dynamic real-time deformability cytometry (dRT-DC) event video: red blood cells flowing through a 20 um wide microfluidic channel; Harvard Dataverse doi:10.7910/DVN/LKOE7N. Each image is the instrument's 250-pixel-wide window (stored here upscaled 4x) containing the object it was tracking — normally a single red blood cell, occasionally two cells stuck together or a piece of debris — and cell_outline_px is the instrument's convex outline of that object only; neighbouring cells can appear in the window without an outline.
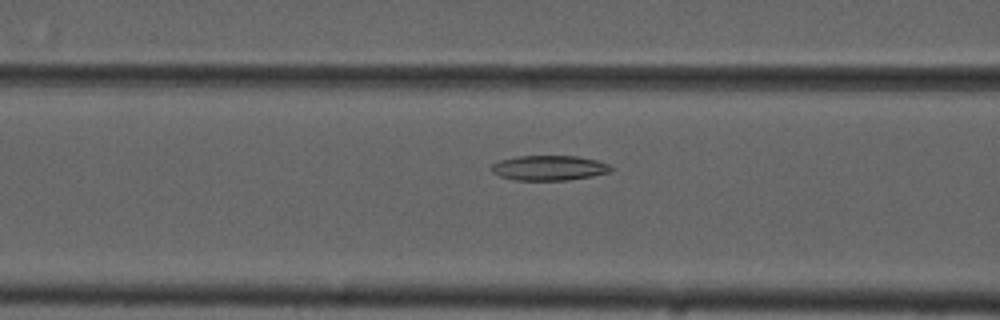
{"species": "common noctule bat (a hibernating species)", "species_latin": "Nyctalus noctula", "temperature_condition": "cold", "stored_images_in_passage": 56, "camera_frame_rate_fps": 3000, "um_per_image_px": 0.085, "animal": {"sex": "male", "forearm_length_mm": 52.5}, "frame": {"image": 1, "passage_image": 23, "time_ms": 7.333, "image_size_px": [1000, 320], "cell_outline_px": [[616, 168], [612, 172], [592, 176], [568, 180], [516, 180], [500, 176], [492, 172], [488, 168], [492, 164], [500, 160], [516, 156], [576, 156], [596, 160], [608, 164]], "centroid_in_image_um": [46.68, 14.27], "position_along_channel_um": 119.9, "area_um2": 17.57}}
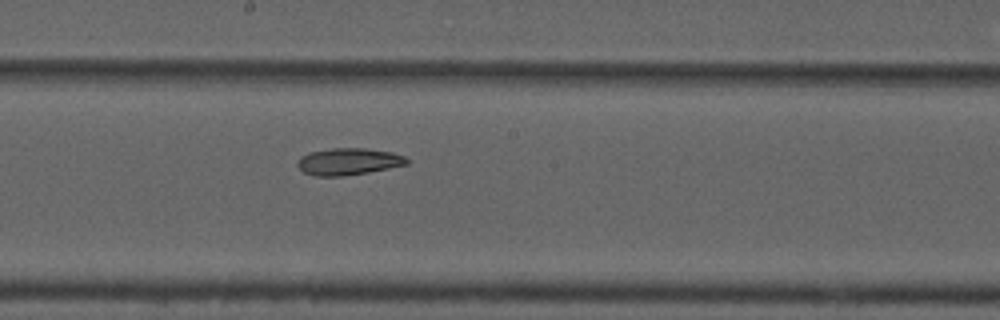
{"frame": {"image": 2, "passage_image": 31, "time_ms": 10.0, "image_size_px": [1000, 320], "cell_outline_px": [[408, 164], [368, 172], [340, 176], [316, 176], [304, 172], [296, 164], [308, 152], [332, 148], [364, 148], [392, 152], [404, 156], [408, 160]], "centroid_in_image_um": [29.63, 13.72], "position_along_channel_um": 218.6, "area_um2": 16.88}}
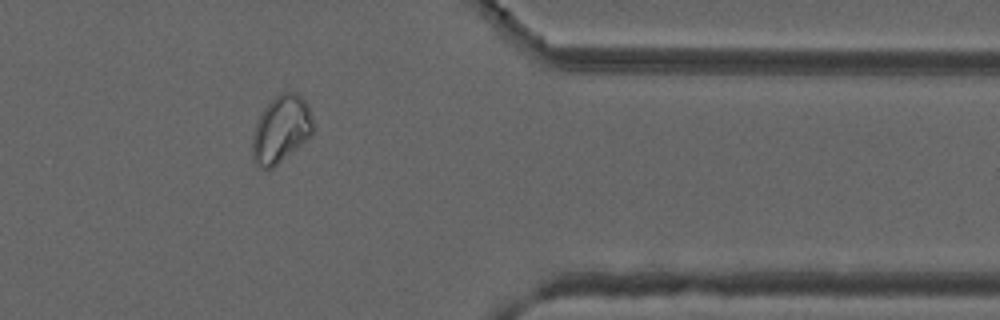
{"frame": {"image": 3, "passage_image": 46, "time_ms": 15.0, "image_size_px": [1000, 320], "cell_outline_px": [[312, 132], [296, 148], [272, 168], [260, 168], [256, 164], [252, 156], [252, 136], [256, 124], [264, 108], [280, 92], [296, 92], [308, 104], [312, 120]], "centroid_in_image_um": [23.86, 10.97], "position_along_channel_um": 387.5, "area_um2": 23.18}}